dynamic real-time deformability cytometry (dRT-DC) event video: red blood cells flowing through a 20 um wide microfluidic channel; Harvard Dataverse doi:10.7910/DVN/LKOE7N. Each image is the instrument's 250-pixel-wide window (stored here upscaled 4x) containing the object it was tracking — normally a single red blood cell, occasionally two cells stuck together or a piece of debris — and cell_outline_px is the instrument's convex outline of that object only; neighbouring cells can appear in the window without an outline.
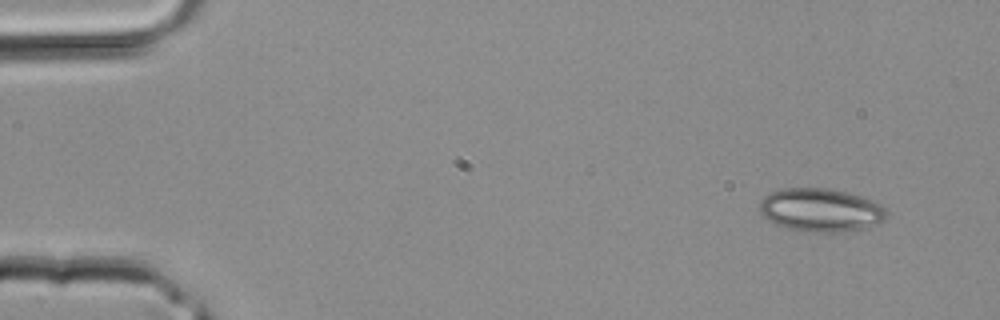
{"species": "common noctule bat (a hibernating species)", "species_latin": "Nyctalus noctula", "temperature_condition": "room temperature", "stored_images_in_passage": 2, "camera_frame_rate_fps": 3000, "um_per_image_px": 0.085, "animal": {"sex": "male", "body_mass_g": 20.4}, "frame": {"image": 1, "passage_image": 1, "time_ms": 0.0, "image_size_px": [1000, 320], "cell_outline_px": [[888, 212], [884, 220], [876, 224], [860, 228], [836, 232], [804, 232], [788, 228], [776, 224], [768, 220], [760, 212], [760, 200], [764, 196], [780, 188], [828, 188], [848, 192], [872, 200], [880, 204]], "centroid_in_image_um": [69.74, 17.84], "position_along_channel_um": 15.3, "area_um2": 31.96}}